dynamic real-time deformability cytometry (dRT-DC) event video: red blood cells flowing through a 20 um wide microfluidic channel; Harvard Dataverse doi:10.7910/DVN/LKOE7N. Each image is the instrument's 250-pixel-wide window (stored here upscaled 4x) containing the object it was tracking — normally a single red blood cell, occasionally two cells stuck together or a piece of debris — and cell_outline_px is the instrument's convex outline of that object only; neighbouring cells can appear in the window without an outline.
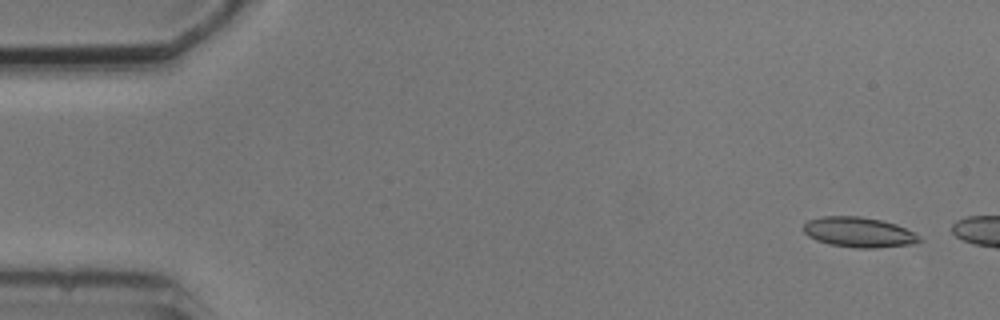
{"species": "common noctule bat (a hibernating species)", "species_latin": "Nyctalus noctula", "temperature_condition": "cold", "stored_images_in_passage": 3, "camera_frame_rate_fps": 3000, "um_per_image_px": 0.085, "animal": {"sex": "male", "body_mass_g": 20.5, "forearm_length_mm": 52.5}, "frame": {"image": 1, "passage_image": 1, "time_ms": 0.0, "image_size_px": [1000, 320], "cell_outline_px": [[924, 240], [916, 244], [876, 248], [856, 248], [828, 244], [816, 240], [808, 236], [800, 228], [808, 220], [824, 216], [860, 216], [880, 220], [896, 224], [920, 236]], "centroid_in_image_um": [72.99, 19.75], "position_along_channel_um": 12.0, "area_um2": 20.58}}